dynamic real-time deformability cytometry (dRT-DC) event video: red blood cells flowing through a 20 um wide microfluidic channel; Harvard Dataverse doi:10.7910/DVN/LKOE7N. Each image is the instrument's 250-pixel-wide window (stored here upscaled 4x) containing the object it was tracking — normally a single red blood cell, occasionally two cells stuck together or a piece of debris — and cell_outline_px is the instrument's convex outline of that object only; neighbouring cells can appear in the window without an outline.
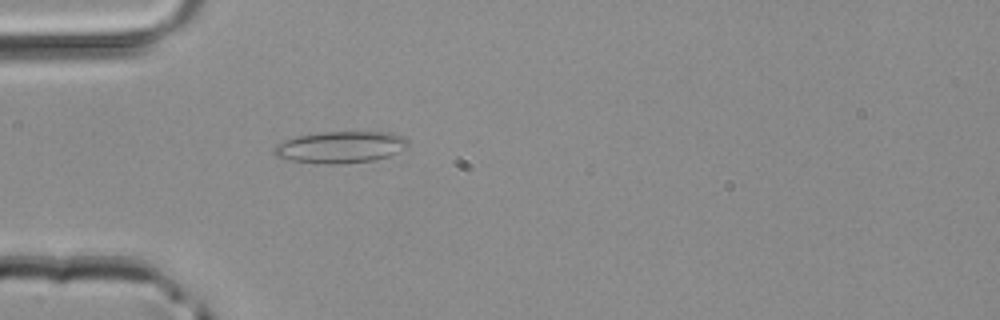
{"species": "common noctule bat (a hibernating species)", "species_latin": "Nyctalus noctula", "temperature_condition": "room temperature", "stored_images_in_passage": 4, "camera_frame_rate_fps": 3000, "um_per_image_px": 0.085, "animal": {"sex": "male", "body_mass_g": 20.4}, "frame": {"image": 1, "passage_image": 4, "time_ms": 1.0, "image_size_px": [1000, 320], "cell_outline_px": [[408, 144], [404, 148], [388, 156], [372, 160], [340, 164], [324, 164], [288, 160], [276, 156], [272, 152], [276, 144], [284, 140], [296, 136], [320, 132], [392, 132], [404, 136], [408, 140]], "centroid_in_image_um": [28.9, 12.5], "position_along_channel_um": 56.1, "area_um2": 24.8}}